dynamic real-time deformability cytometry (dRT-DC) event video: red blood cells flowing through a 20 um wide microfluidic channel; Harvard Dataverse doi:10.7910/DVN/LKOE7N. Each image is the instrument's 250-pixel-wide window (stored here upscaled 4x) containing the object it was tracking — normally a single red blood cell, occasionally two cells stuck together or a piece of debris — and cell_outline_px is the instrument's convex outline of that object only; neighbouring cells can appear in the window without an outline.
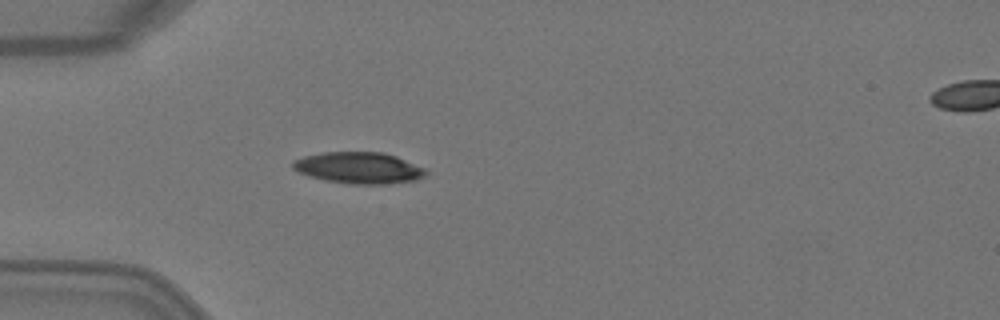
{"species": "Egyptian fruit bat (a non-hibernating species)", "species_latin": "Rousettus aegyptiacus", "temperature_condition": "warm", "stored_images_in_passage": 4, "segment_of_instrument_passage": [1, 2], "camera_frame_rate_fps": 3000, "um_per_image_px": 0.085, "animal": {"sex": "female"}, "frame": {"image": 1, "passage_image": 3, "time_ms": 0.667, "image_size_px": [1000, 320], "cell_outline_px": [[428, 172], [424, 176], [416, 180], [380, 184], [348, 184], [324, 180], [308, 176], [292, 168], [292, 160], [304, 156], [324, 152], [384, 152], [396, 156], [428, 168]], "centroid_in_image_um": [30.52, 14.26], "position_along_channel_um": 54.5, "area_um2": 24.57}}